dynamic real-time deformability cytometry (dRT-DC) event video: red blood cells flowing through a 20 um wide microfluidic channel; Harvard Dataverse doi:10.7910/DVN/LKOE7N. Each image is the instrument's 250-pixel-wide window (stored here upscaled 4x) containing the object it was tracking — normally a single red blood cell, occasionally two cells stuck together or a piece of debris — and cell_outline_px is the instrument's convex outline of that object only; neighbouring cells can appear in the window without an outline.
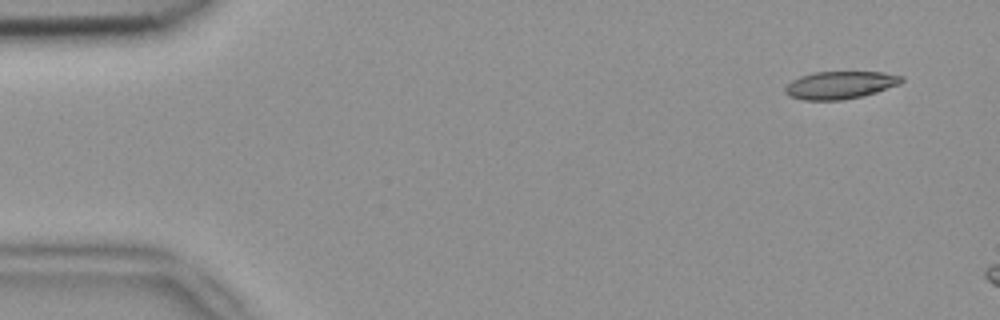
{"species": "common noctule bat (a hibernating species)", "species_latin": "Nyctalus noctula", "temperature_condition": "room temperature", "stored_images_in_passage": 3, "camera_frame_rate_fps": 3000, "um_per_image_px": 0.085, "animal": {"sex": "female", "body_mass_g": 18.4}, "frame": {"image": 1, "passage_image": 1, "time_ms": 0.0, "image_size_px": [1000, 320], "cell_outline_px": [[904, 80], [900, 84], [876, 92], [844, 100], [804, 100], [788, 96], [784, 92], [784, 88], [792, 80], [800, 76], [816, 72], [884, 72], [904, 76]], "centroid_in_image_um": [71.41, 7.23], "position_along_channel_um": 13.6, "area_um2": 18.79}}